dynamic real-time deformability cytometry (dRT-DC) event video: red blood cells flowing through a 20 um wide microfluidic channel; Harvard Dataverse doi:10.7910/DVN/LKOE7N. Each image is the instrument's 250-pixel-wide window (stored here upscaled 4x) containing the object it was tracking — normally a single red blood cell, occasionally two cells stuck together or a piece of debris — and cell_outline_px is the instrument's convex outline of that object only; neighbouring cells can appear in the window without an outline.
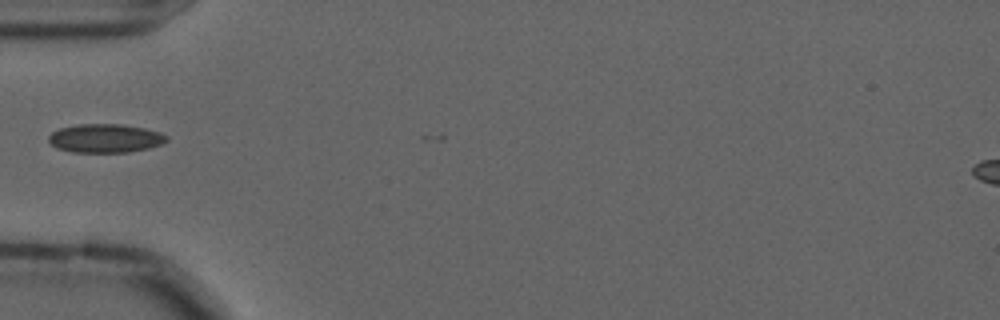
{"species": "common noctule bat (a hibernating species)", "species_latin": "Nyctalus noctula", "temperature_condition": "cold", "stored_images_in_passage": 23, "camera_frame_rate_fps": 3000, "um_per_image_px": 0.085, "animal": {"sex": "male", "forearm_length_mm": 52.5}, "frame": {"image": 1, "passage_image": 1, "time_ms": 0.0, "image_size_px": [1000, 320], "cell_outline_px": [[168, 140], [160, 144], [148, 148], [128, 152], [72, 152], [56, 148], [48, 140], [48, 136], [52, 132], [60, 128], [80, 124], [124, 124], [144, 128], [160, 132], [168, 136]], "centroid_in_image_um": [8.94, 11.75], "position_along_channel_um": 76.1, "area_um2": 19.71}}
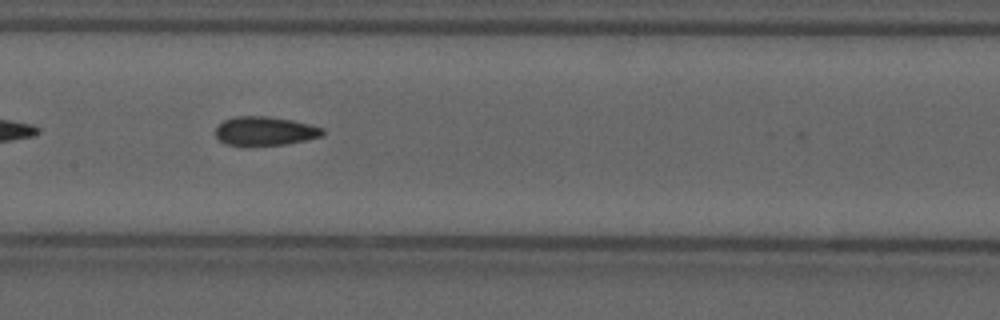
{"frame": {"image": 2, "passage_image": 10, "time_ms": 3.0, "image_size_px": [1000, 320], "cell_outline_px": [[324, 132], [320, 136], [304, 140], [284, 144], [228, 144], [220, 140], [216, 136], [216, 128], [224, 120], [236, 116], [268, 116], [292, 120], [324, 128]], "centroid_in_image_um": [22.52, 11.11], "position_along_channel_um": 184.9, "area_um2": 17.46}}
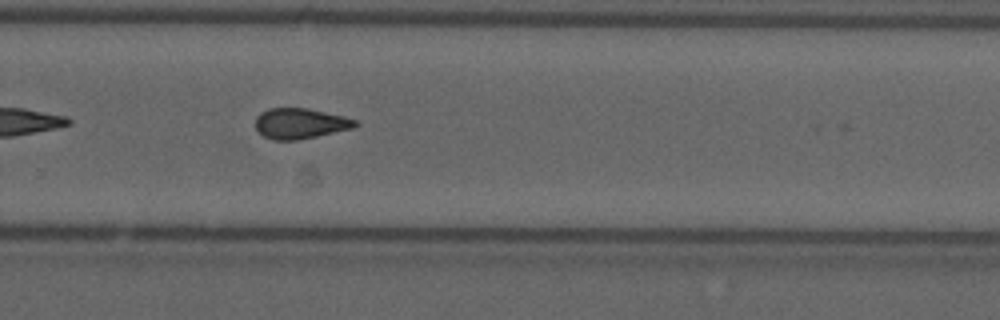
{"frame": {"image": 3, "passage_image": 20, "time_ms": 6.333, "image_size_px": [1000, 320], "cell_outline_px": [[360, 124], [352, 128], [316, 136], [296, 140], [272, 140], [264, 136], [256, 128], [256, 116], [260, 112], [268, 108], [308, 108], [344, 116], [356, 120]], "centroid_in_image_um": [25.5, 10.48], "position_along_channel_um": 304.3, "area_um2": 17.69}}